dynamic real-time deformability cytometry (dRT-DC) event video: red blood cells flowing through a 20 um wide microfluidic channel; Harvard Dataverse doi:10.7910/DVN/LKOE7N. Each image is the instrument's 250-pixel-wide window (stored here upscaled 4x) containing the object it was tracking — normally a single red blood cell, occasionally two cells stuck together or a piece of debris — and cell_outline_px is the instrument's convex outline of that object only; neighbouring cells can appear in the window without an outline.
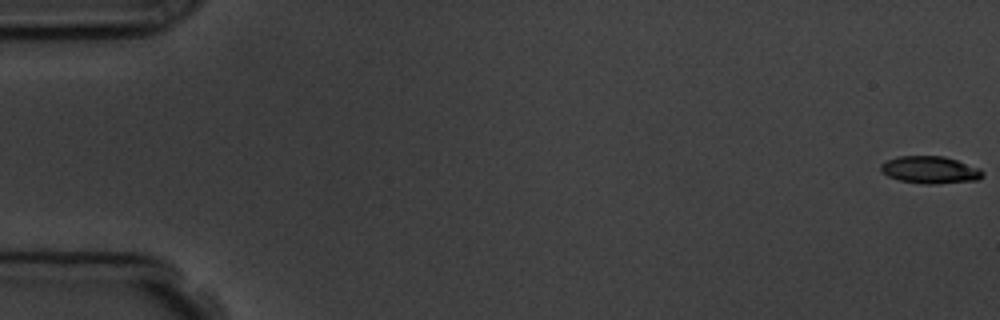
{"species": "common noctule bat (a hibernating species)", "species_latin": "Nyctalus noctula", "temperature_condition": "room temperature", "stored_images_in_passage": 6, "camera_frame_rate_fps": 3000, "um_per_image_px": 0.085, "animal": {"sex": "male", "body_mass_g": 19.5, "forearm_length_mm": 54.6}, "frame": {"image": 1, "passage_image": 1, "time_ms": 0.0, "image_size_px": [1000, 320], "cell_outline_px": [[984, 176], [980, 180], [936, 184], [924, 184], [900, 180], [888, 176], [880, 168], [880, 164], [888, 160], [900, 156], [944, 156], [980, 168], [984, 172]], "centroid_in_image_um": [79.11, 14.44], "position_along_channel_um": 5.9, "area_um2": 16.18}}
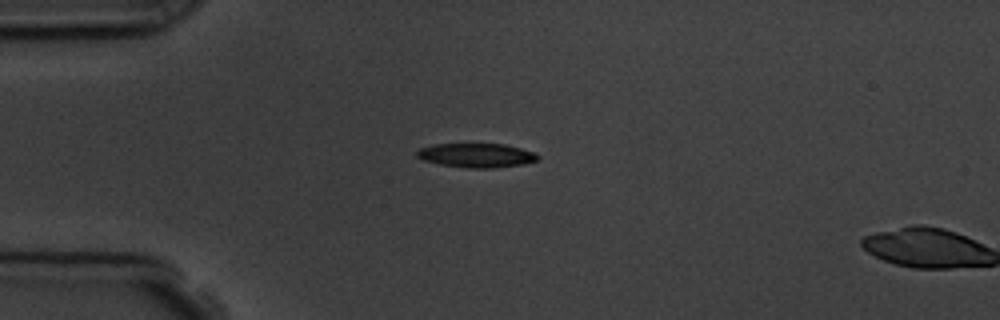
{"frame": {"image": 2, "passage_image": 5, "time_ms": 4.667, "image_size_px": [1000, 320], "cell_outline_px": [[540, 160], [524, 164], [492, 168], [468, 168], [440, 164], [424, 160], [416, 156], [416, 152], [420, 148], [432, 144], [504, 144], [520, 148], [532, 152], [540, 156]], "centroid_in_image_um": [40.51, 13.2], "position_along_channel_um": 44.5, "area_um2": 16.99}}